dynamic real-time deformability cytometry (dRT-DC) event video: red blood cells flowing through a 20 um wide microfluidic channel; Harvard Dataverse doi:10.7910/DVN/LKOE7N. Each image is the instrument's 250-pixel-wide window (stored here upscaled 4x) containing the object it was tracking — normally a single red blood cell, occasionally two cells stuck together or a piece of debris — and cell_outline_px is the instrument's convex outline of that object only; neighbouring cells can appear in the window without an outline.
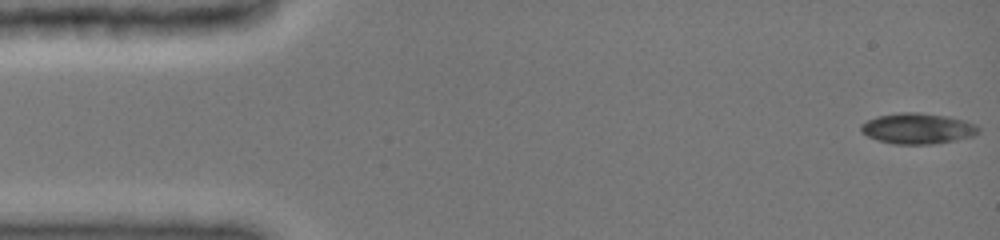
{"species": "common noctule bat (a hibernating species)", "species_latin": "Nyctalus noctula", "temperature_condition": "cold", "stored_images_in_passage": 72, "camera_frame_rate_fps": 3000, "um_per_image_px": 0.085, "animal": {"sex": "female", "body_mass_g": 19.0, "forearm_length_mm": 51.5}, "frame": {"image": 1, "passage_image": 1, "time_ms": 0.0, "image_size_px": [1000, 240], "cell_outline_px": [[980, 132], [972, 136], [956, 140], [932, 144], [896, 144], [880, 140], [868, 136], [860, 132], [860, 124], [876, 116], [900, 112], [920, 112], [948, 116], [964, 120], [976, 124], [980, 128]], "centroid_in_image_um": [78.01, 10.91], "position_along_channel_um": 7.0, "area_um2": 21.15}}
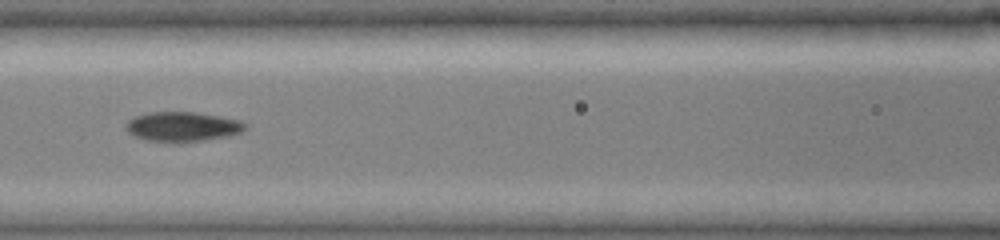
{"frame": {"image": 2, "passage_image": 42, "time_ms": 6.667, "image_size_px": [1000, 240], "cell_outline_px": [[248, 128], [240, 132], [228, 136], [180, 144], [144, 140], [128, 132], [124, 128], [124, 124], [128, 120], [136, 116], [148, 112], [196, 112], [220, 116], [240, 120], [248, 124]], "centroid_in_image_um": [15.51, 10.78], "position_along_channel_um": 151.1, "area_um2": 21.15}}
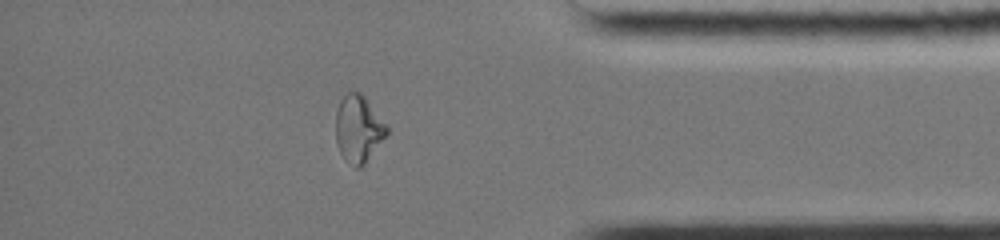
{"frame": {"image": 3, "passage_image": 64, "time_ms": 13.333, "image_size_px": [1000, 240], "cell_outline_px": [[388, 132], [364, 164], [360, 168], [356, 168], [344, 160], [336, 144], [336, 112], [340, 100], [348, 92], [360, 92], [364, 96], [388, 128]], "centroid_in_image_um": [30.43, 10.97], "position_along_channel_um": 404.8, "area_um2": 19.59}, "authors_computed_cell_mechanics": {"area_um2": 20.3456, "velocity_mm_per_s": 3.997, "shape_relaxation_time_tau1_ms": null, "shape_relaxation_time_tau2_ms": 3.4808, "deformation_change_tau1": null, "deformation_change_tau2": 0.0839}}